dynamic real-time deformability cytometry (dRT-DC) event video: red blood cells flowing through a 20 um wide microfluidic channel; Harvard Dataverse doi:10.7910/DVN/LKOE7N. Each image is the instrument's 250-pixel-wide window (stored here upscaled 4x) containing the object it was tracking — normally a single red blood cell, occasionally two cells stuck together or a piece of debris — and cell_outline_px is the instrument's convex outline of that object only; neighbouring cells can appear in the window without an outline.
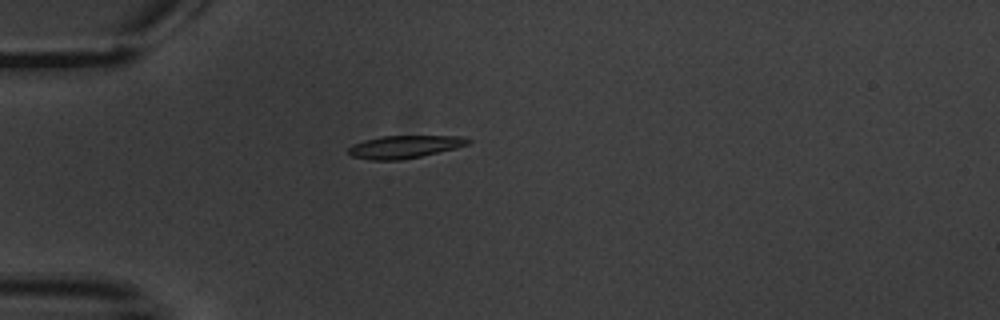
{"species": "common noctule bat (a hibernating species)", "species_latin": "Nyctalus noctula", "temperature_condition": "warm", "stored_images_in_passage": 1, "camera_frame_rate_fps": 3000, "um_per_image_px": 0.085, "animal": {"sex": "male", "body_mass_g": 20.1, "forearm_length_mm": 53.5}, "frame": {"image": 1, "passage_image": 1, "time_ms": 0.0, "image_size_px": [1000, 320], "cell_outline_px": [[472, 140], [468, 144], [456, 148], [420, 156], [400, 160], [368, 160], [352, 156], [348, 152], [348, 148], [352, 144], [364, 140], [380, 136], [460, 136]], "centroid_in_image_um": [34.35, 12.47], "position_along_channel_um": 50.7, "area_um2": 15.78}}